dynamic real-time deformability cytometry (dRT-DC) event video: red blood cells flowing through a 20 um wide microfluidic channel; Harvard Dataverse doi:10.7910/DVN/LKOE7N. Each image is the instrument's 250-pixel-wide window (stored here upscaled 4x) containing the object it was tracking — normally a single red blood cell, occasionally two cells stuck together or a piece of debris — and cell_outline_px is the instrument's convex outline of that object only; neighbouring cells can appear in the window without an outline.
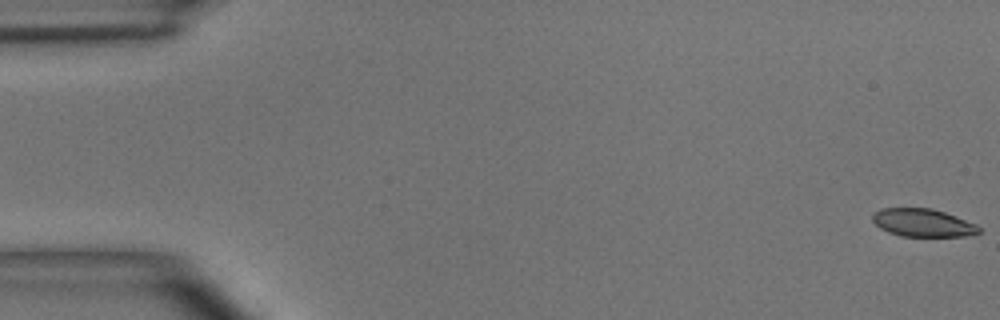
{"species": "common noctule bat (a hibernating species)", "species_latin": "Nyctalus noctula", "temperature_condition": "room temperature", "stored_images_in_passage": 4, "camera_frame_rate_fps": 3000, "um_per_image_px": 0.085, "animal": {"sex": "male", "body_mass_g": 15.6}, "frame": {"image": 1, "passage_image": 1, "time_ms": 0.0, "image_size_px": [1000, 320], "cell_outline_px": [[980, 232], [964, 236], [900, 236], [888, 232], [880, 228], [872, 220], [872, 216], [880, 208], [932, 208], [956, 216], [976, 224], [980, 228]], "centroid_in_image_um": [78.43, 18.93], "position_along_channel_um": 6.6, "area_um2": 17.22}}
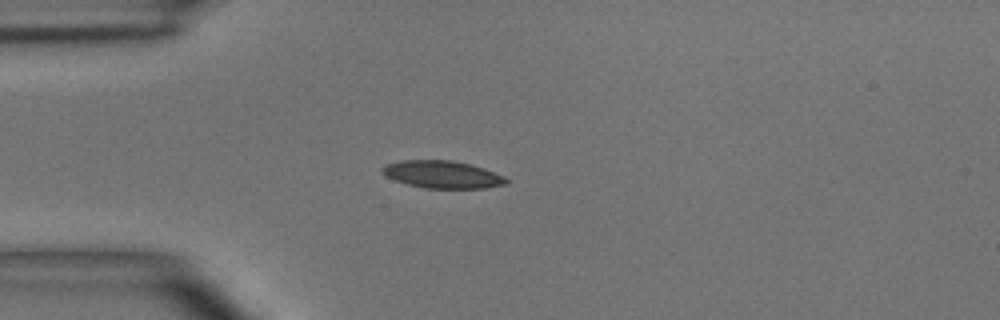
{"frame": {"image": 2, "passage_image": 4, "time_ms": 4.333, "image_size_px": [1000, 320], "cell_outline_px": [[508, 184], [484, 188], [424, 188], [408, 184], [384, 176], [380, 172], [380, 168], [388, 164], [404, 160], [452, 160], [484, 168], [504, 176], [508, 180]], "centroid_in_image_um": [37.6, 14.83], "position_along_channel_um": 47.4, "area_um2": 19.77}}